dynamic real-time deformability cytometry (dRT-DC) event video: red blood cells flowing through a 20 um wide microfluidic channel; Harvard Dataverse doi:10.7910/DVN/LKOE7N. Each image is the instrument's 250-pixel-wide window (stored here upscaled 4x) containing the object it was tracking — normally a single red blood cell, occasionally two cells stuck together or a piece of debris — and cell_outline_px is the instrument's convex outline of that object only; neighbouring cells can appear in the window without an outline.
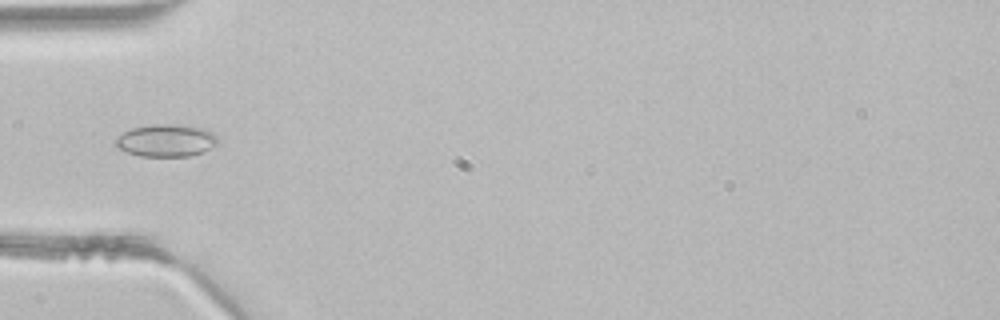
{"species": "common noctule bat (a hibernating species)", "species_latin": "Nyctalus noctula", "temperature_condition": "room temperature", "stored_images_in_passage": 33, "camera_frame_rate_fps": 3000, "um_per_image_px": 0.085, "animal": {"sex": "male", "body_mass_g": 21.5, "forearm_length_mm": 52.0}, "frame": {"image": 1, "passage_image": 2, "time_ms": 0.333, "image_size_px": [1000, 320], "cell_outline_px": [[216, 144], [204, 152], [192, 156], [140, 156], [116, 148], [116, 136], [132, 128], [152, 124], [168, 124], [204, 128], [212, 132], [216, 136]], "centroid_in_image_um": [14.1, 11.95], "position_along_channel_um": 70.9, "area_um2": 19.19}}
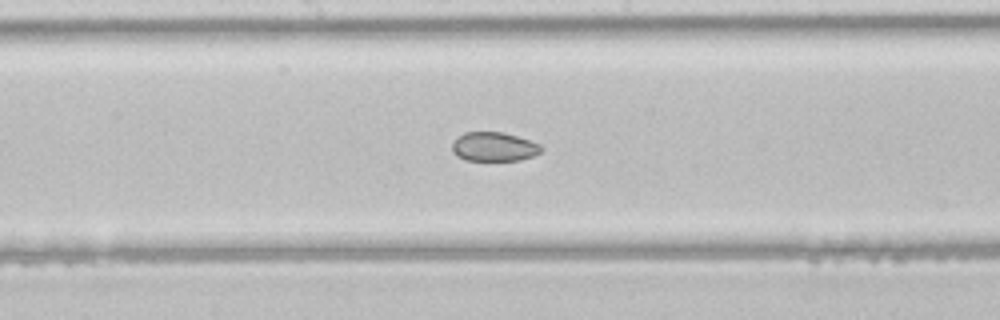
{"frame": {"image": 2, "passage_image": 11, "time_ms": 3.333, "image_size_px": [1000, 320], "cell_outline_px": [[544, 148], [540, 152], [532, 156], [520, 160], [464, 160], [456, 156], [452, 152], [452, 144], [456, 136], [464, 132], [504, 132], [540, 144]], "centroid_in_image_um": [41.94, 12.47], "position_along_channel_um": 206.3, "area_um2": 15.2}}
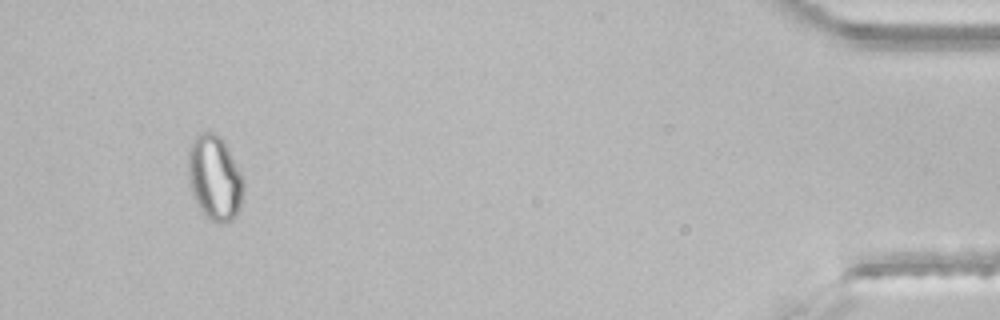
{"frame": {"image": 3, "passage_image": 30, "time_ms": 9.667, "image_size_px": [1000, 320], "cell_outline_px": [[244, 188], [240, 208], [236, 216], [232, 220], [212, 220], [204, 216], [192, 196], [188, 180], [188, 148], [192, 140], [200, 132], [212, 132], [220, 136], [240, 172], [244, 184]], "centroid_in_image_um": [18.21, 15.1], "position_along_channel_um": 417.0, "area_um2": 27.22}}